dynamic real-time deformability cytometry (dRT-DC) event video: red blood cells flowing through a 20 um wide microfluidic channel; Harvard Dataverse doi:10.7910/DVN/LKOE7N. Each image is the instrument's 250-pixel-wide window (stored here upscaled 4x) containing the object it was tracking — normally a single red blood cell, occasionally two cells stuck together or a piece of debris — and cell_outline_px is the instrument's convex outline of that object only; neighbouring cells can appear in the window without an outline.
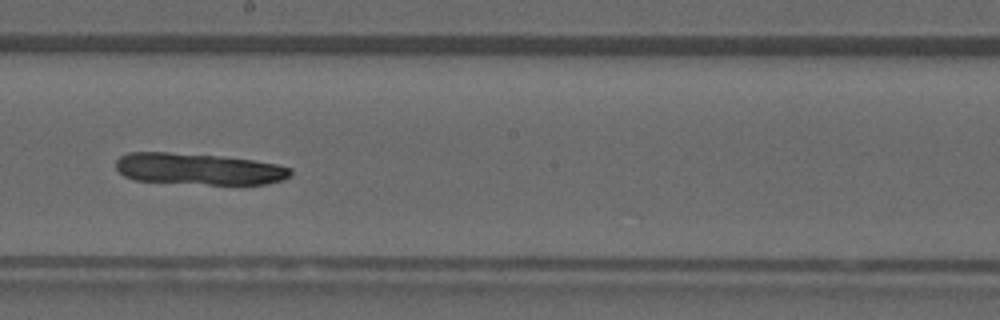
{"species": "common noctule bat (a hibernating species)", "species_latin": "Nyctalus noctula", "temperature_condition": "warm", "stored_images_in_passage": 38, "camera_frame_rate_fps": 3000, "um_per_image_px": 0.085, "animal": {"sex": "male", "forearm_length_mm": 52.5}, "frame": {"image": 1, "passage_image": 19, "time_ms": 6.0, "image_size_px": [1000, 320], "cell_outline_px": [[292, 176], [280, 180], [264, 184], [208, 184], [136, 180], [124, 176], [116, 168], [116, 160], [120, 156], [128, 152], [168, 152], [224, 156], [256, 160], [276, 164], [292, 168]], "centroid_in_image_um": [16.9, 14.35], "position_along_channel_um": 231.3, "area_um2": 32.14}}